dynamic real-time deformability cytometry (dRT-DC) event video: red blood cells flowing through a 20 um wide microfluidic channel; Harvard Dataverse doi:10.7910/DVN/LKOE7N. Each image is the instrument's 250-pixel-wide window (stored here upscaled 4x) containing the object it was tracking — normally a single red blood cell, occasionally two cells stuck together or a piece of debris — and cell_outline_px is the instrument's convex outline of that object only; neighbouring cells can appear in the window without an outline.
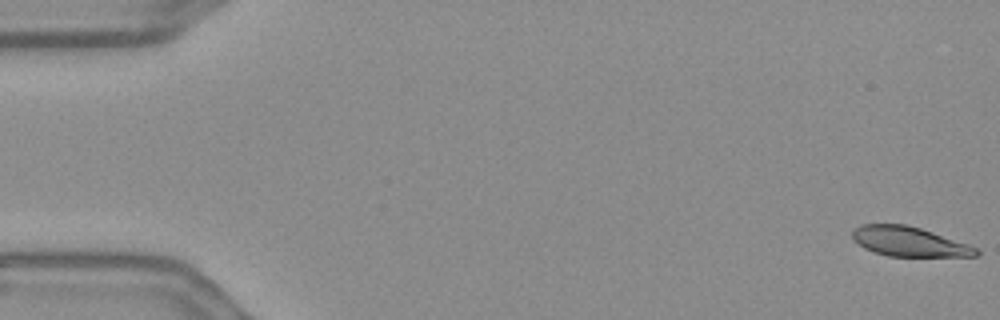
{"species": "Egyptian fruit bat (a non-hibernating species)", "species_latin": "Rousettus aegyptiacus", "temperature_condition": "warm", "stored_images_in_passage": 57, "camera_frame_rate_fps": 3000, "um_per_image_px": 0.085, "frame": {"image": 1, "passage_image": 1, "time_ms": 0.0, "image_size_px": [1000, 320], "cell_outline_px": [[980, 256], [888, 256], [864, 248], [852, 240], [852, 228], [860, 224], [904, 224], [920, 228], [968, 244], [976, 248], [980, 252]], "centroid_in_image_um": [77.23, 20.53], "position_along_channel_um": 7.8, "area_um2": 21.33}}
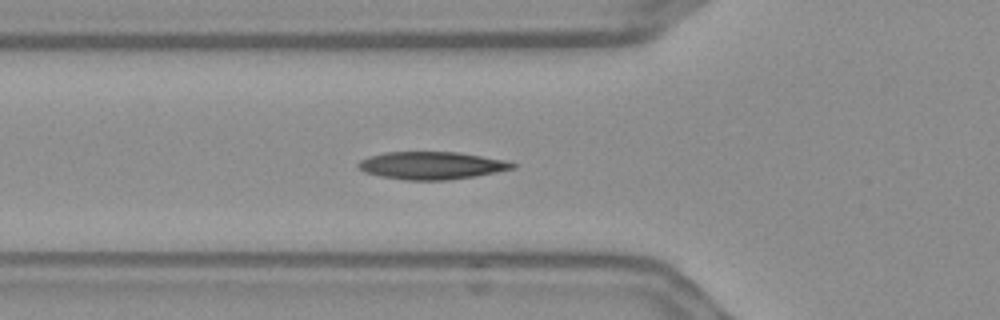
{"frame": {"image": 2, "passage_image": 20, "time_ms": 6.333, "image_size_px": [1000, 320], "cell_outline_px": [[516, 168], [472, 176], [448, 180], [404, 180], [380, 176], [364, 172], [356, 164], [360, 160], [368, 156], [384, 152], [460, 152], [508, 160], [516, 164]], "centroid_in_image_um": [36.68, 14.05], "position_along_channel_um": 89.1, "area_um2": 24.91}}
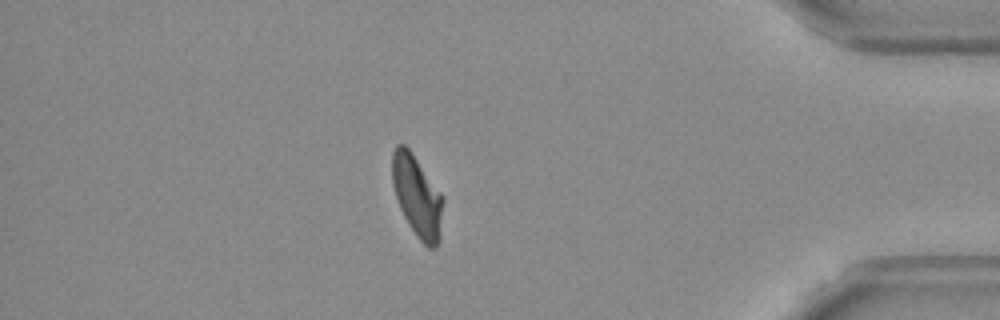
{"frame": {"image": 3, "passage_image": 49, "time_ms": 16.0, "image_size_px": [1000, 320], "cell_outline_px": [[444, 200], [440, 240], [436, 248], [428, 248], [416, 236], [408, 224], [400, 208], [392, 184], [392, 152], [396, 144], [404, 144], [412, 152], [444, 196]], "centroid_in_image_um": [35.48, 16.69], "position_along_channel_um": 399.7, "area_um2": 24.45}, "authors_computed_cell_mechanics": {"area_um2": 23.9292, "velocity_mm_per_s": 3.6096, "shape_relaxation_time_tau1_ms": 3.6043, "shape_relaxation_time_tau2_ms": 1.7818, "deformation_change_tau1": 0.1408, "deformation_change_tau2": 0.0782}}